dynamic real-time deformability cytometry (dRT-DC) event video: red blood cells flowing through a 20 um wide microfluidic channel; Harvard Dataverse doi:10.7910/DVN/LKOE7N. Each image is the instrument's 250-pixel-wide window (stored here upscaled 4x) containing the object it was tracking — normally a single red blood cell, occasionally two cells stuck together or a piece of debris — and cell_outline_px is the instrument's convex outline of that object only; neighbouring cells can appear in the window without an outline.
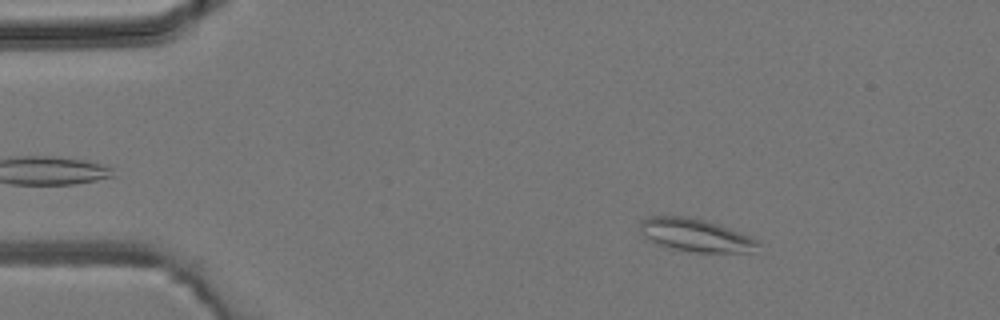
{"species": "common noctule bat (a hibernating species)", "species_latin": "Nyctalus noctula", "temperature_condition": "room temperature", "stored_images_in_passage": 7, "camera_frame_rate_fps": 3000, "um_per_image_px": 0.085, "animal": {"sex": "male", "body_mass_g": 19.2, "forearm_length_mm": 51.8}, "frame": {"image": 1, "passage_image": 2, "time_ms": 1.0, "image_size_px": [1000, 320], "cell_outline_px": [[760, 244], [752, 252], [696, 252], [668, 248], [644, 236], [640, 232], [640, 220], [648, 216], [688, 216], [704, 220], [752, 236]], "centroid_in_image_um": [59.11, 19.98], "position_along_channel_um": 25.9, "area_um2": 22.43}}
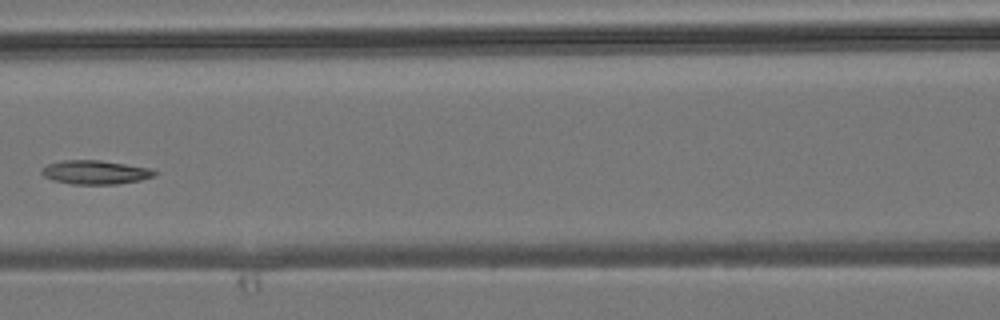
{"frame": {"image": 2, "passage_image": 6, "time_ms": 5.667, "image_size_px": [1000, 320], "cell_outline_px": [[156, 172], [152, 176], [140, 180], [116, 184], [72, 184], [52, 180], [44, 176], [40, 172], [40, 168], [48, 164], [64, 160], [100, 160], [152, 168]], "centroid_in_image_um": [8.06, 14.64], "position_along_channel_um": 158.5, "area_um2": 15.66}}
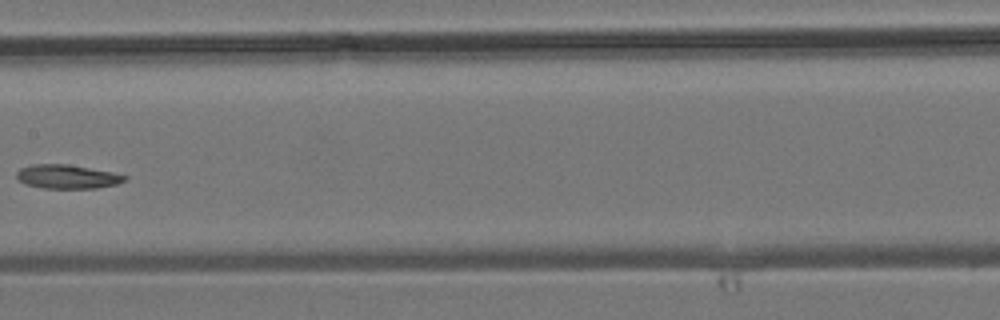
{"frame": {"image": 3, "passage_image": 7, "time_ms": 6.667, "image_size_px": [1000, 320], "cell_outline_px": [[128, 180], [116, 184], [96, 188], [44, 188], [24, 184], [16, 176], [16, 172], [20, 168], [32, 164], [68, 164], [112, 172], [128, 176]], "centroid_in_image_um": [5.72, 15.01], "position_along_channel_um": 201.7, "area_um2": 15.09}}